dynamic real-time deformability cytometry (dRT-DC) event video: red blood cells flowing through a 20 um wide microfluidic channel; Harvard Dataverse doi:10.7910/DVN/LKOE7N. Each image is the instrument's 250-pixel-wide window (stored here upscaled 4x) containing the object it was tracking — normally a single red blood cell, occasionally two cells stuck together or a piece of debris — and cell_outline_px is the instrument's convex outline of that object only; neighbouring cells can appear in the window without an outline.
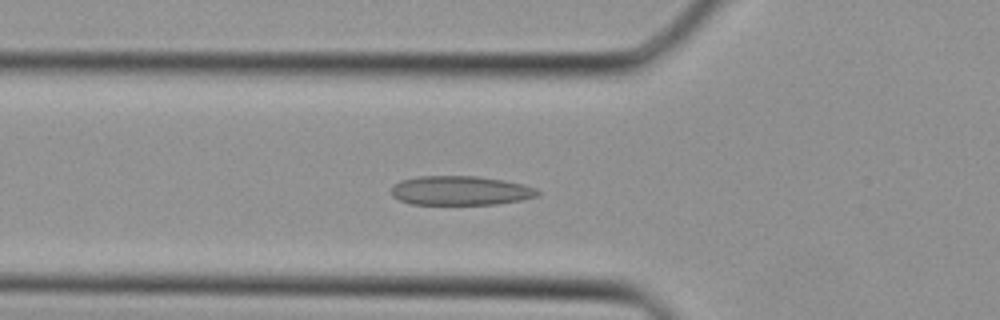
{"species": "Egyptian fruit bat (a non-hibernating species)", "species_latin": "Rousettus aegyptiacus", "temperature_condition": "cold", "stored_images_in_passage": 37, "camera_frame_rate_fps": 3000, "um_per_image_px": 0.085, "animal": {"sex": "female"}, "frame": {"image": 1, "passage_image": 12, "time_ms": 3.667, "image_size_px": [1000, 320], "cell_outline_px": [[540, 196], [524, 200], [496, 204], [412, 204], [400, 200], [392, 196], [392, 184], [400, 180], [416, 176], [476, 176], [504, 180], [524, 184], [536, 188], [540, 192]], "centroid_in_image_um": [39.17, 16.19], "position_along_channel_um": 86.6, "area_um2": 25.2}}
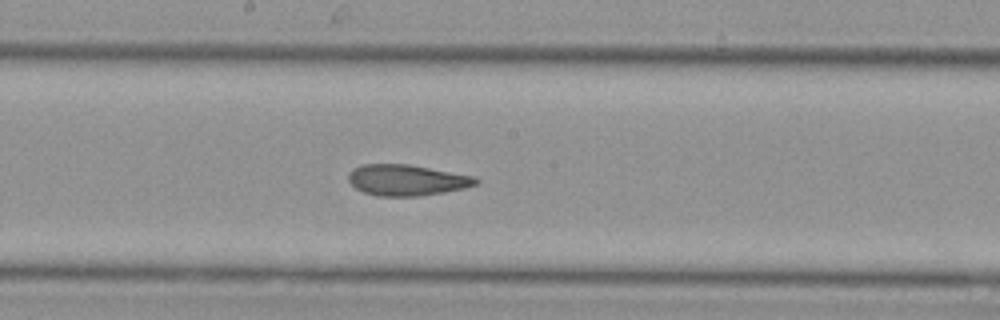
{"frame": {"image": 2, "passage_image": 19, "time_ms": 6.0, "image_size_px": [1000, 320], "cell_outline_px": [[480, 180], [476, 184], [464, 188], [444, 192], [416, 196], [380, 196], [364, 192], [356, 188], [348, 180], [348, 172], [352, 168], [360, 164], [408, 164], [476, 176]], "centroid_in_image_um": [34.56, 15.29], "position_along_channel_um": 213.6, "area_um2": 23.06}}
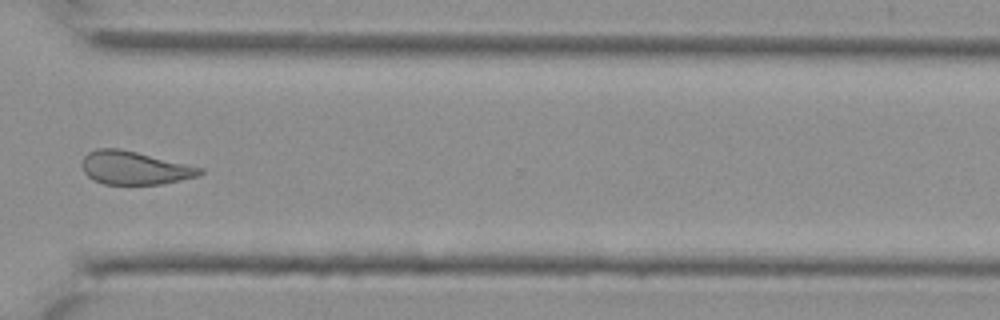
{"frame": {"image": 3, "passage_image": 27, "time_ms": 8.667, "image_size_px": [1000, 320], "cell_outline_px": [[204, 172], [200, 176], [160, 184], [104, 184], [92, 180], [84, 172], [84, 156], [88, 152], [96, 148], [120, 148], [204, 168]], "centroid_in_image_um": [11.46, 14.27], "position_along_channel_um": 359.1, "area_um2": 22.77}}